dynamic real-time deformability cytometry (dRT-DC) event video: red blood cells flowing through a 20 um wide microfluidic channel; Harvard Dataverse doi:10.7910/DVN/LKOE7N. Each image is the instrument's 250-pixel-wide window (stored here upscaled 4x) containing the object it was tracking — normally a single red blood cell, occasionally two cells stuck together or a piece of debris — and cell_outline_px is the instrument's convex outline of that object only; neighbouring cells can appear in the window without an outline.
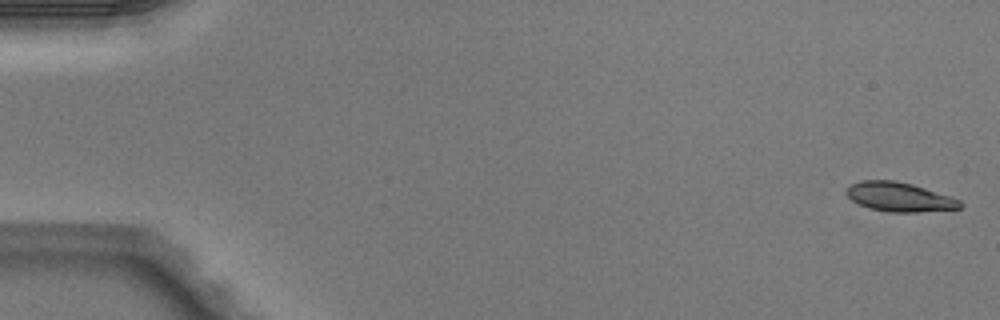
{"species": "Egyptian fruit bat (a non-hibernating species)", "species_latin": "Rousettus aegyptiacus", "temperature_condition": "warm", "stored_images_in_passage": 51, "camera_frame_rate_fps": 3000, "um_per_image_px": 0.085, "animal": {"sex": "male"}, "frame": {"image": 1, "passage_image": 1, "time_ms": 0.0, "image_size_px": [1000, 320], "cell_outline_px": [[964, 204], [960, 208], [916, 212], [892, 212], [868, 208], [852, 200], [844, 192], [852, 184], [860, 180], [896, 180], [912, 184], [960, 200]], "centroid_in_image_um": [76.42, 16.73], "position_along_channel_um": 8.6, "area_um2": 19.13}}
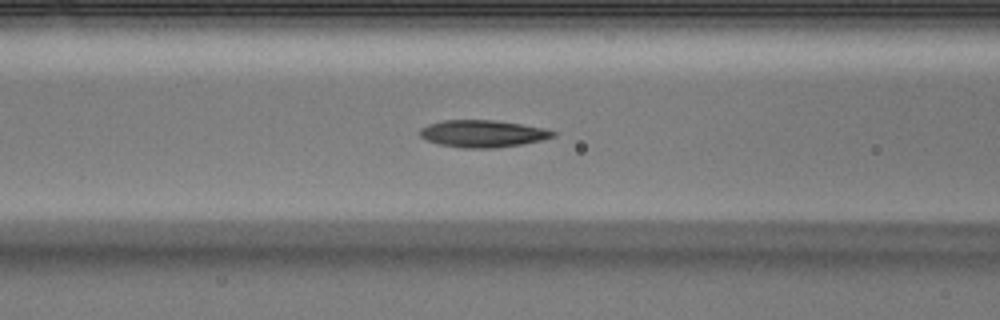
{"frame": {"image": 2, "passage_image": 21, "time_ms": 6.667, "image_size_px": [1000, 320], "cell_outline_px": [[556, 136], [540, 140], [520, 144], [496, 148], [460, 148], [440, 144], [428, 140], [420, 136], [420, 128], [428, 124], [444, 120], [492, 120], [520, 124], [544, 128], [556, 132]], "centroid_in_image_um": [41.02, 11.36], "position_along_channel_um": 125.6, "area_um2": 20.87}}
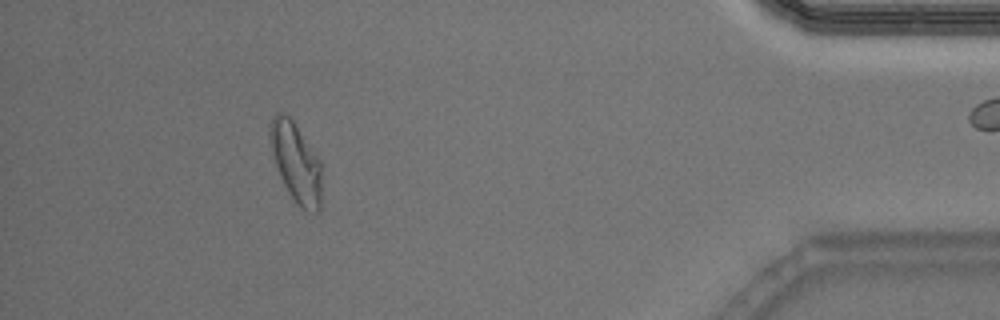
{"frame": {"image": 3, "passage_image": 46, "time_ms": 15.0, "image_size_px": [1000, 320], "cell_outline_px": [[320, 212], [316, 212], [300, 208], [296, 204], [288, 192], [280, 176], [276, 164], [268, 136], [268, 124], [272, 116], [276, 112], [284, 112], [292, 120], [320, 160]], "centroid_in_image_um": [25.12, 13.78], "position_along_channel_um": 410.1, "area_um2": 23.76}, "authors_computed_cell_mechanics": {"area_um2": 20.6346, "velocity_mm_per_s": 4.0285, "shape_relaxation_time_tau1_ms": 9.7902, "shape_relaxation_time_tau2_ms": 3.42, "deformation_change_tau1": 0.2319, "deformation_change_tau2": 0.1035}}